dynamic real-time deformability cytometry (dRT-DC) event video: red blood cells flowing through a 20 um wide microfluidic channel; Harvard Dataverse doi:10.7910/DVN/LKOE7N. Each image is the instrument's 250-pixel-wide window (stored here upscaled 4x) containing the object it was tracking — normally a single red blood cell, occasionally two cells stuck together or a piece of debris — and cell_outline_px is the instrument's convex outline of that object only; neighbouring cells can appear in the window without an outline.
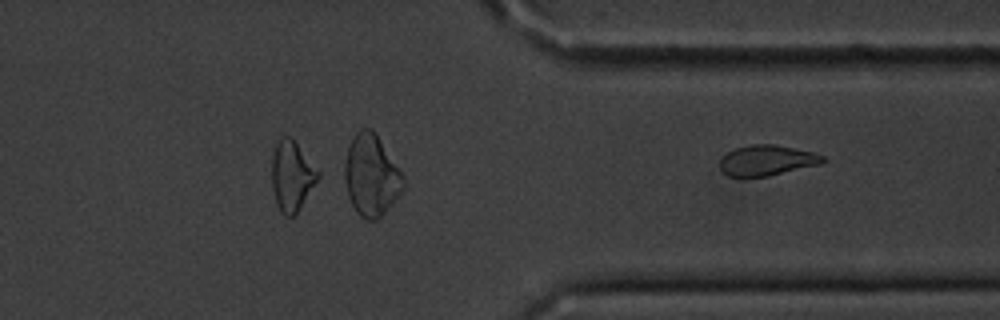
{"species": "common noctule bat (a hibernating species)", "species_latin": "Nyctalus noctula", "temperature_condition": "cold", "stored_images_in_passage": 13, "camera_frame_rate_fps": 3000, "um_per_image_px": 0.085, "animal": {"sex": "male", "body_mass_g": 20.1, "forearm_length_mm": 53.5}, "frame": {"image": 1, "passage_image": 13, "time_ms": 14.667, "image_size_px": [1000, 320], "cell_outline_px": [[828, 160], [820, 164], [768, 176], [728, 176], [720, 168], [720, 160], [728, 152], [736, 148], [752, 144], [772, 144], [812, 152], [824, 156]], "centroid_in_image_um": [65.2, 13.63], "position_along_channel_um": 346.2, "area_um2": 17.98}}